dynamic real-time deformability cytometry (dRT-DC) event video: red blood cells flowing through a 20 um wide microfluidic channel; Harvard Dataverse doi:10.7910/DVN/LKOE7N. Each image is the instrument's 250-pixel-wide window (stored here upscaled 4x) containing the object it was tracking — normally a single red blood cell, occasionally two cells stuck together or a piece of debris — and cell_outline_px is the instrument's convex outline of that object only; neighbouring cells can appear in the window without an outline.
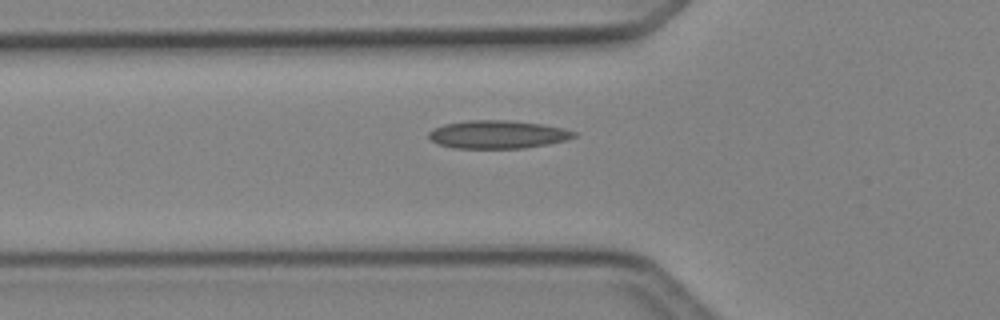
{"species": "Egyptian fruit bat (a non-hibernating species)", "species_latin": "Rousettus aegyptiacus", "temperature_condition": "cold", "stored_images_in_passage": 30, "camera_frame_rate_fps": 3000, "um_per_image_px": 0.085, "animal": {"sex": "female"}, "frame": {"image": 1, "passage_image": 5, "time_ms": 1.333, "image_size_px": [1000, 320], "cell_outline_px": [[576, 136], [568, 140], [548, 144], [524, 148], [452, 148], [436, 144], [428, 136], [428, 132], [444, 124], [468, 120], [508, 120], [544, 124], [564, 128], [576, 132]], "centroid_in_image_um": [42.32, 11.43], "position_along_channel_um": 83.5, "area_um2": 23.93}}
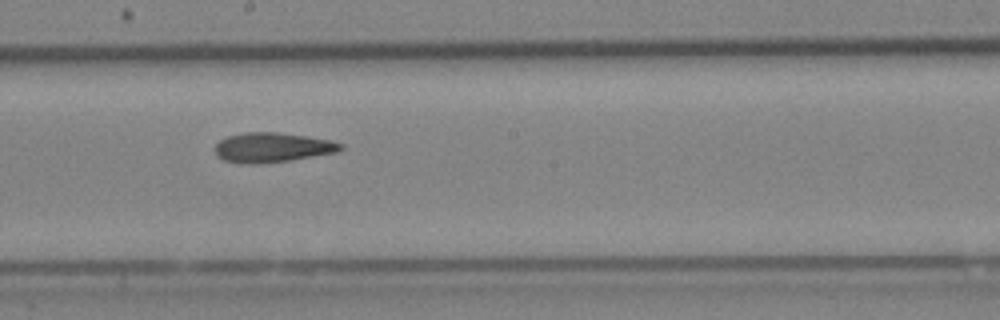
{"frame": {"image": 2, "passage_image": 15, "time_ms": 4.667, "image_size_px": [1000, 320], "cell_outline_px": [[344, 148], [340, 152], [288, 160], [244, 164], [224, 160], [216, 156], [216, 144], [220, 140], [228, 136], [244, 132], [280, 132], [308, 136], [332, 140], [344, 144]], "centroid_in_image_um": [23.2, 12.51], "position_along_channel_um": 225.0, "area_um2": 21.73}}
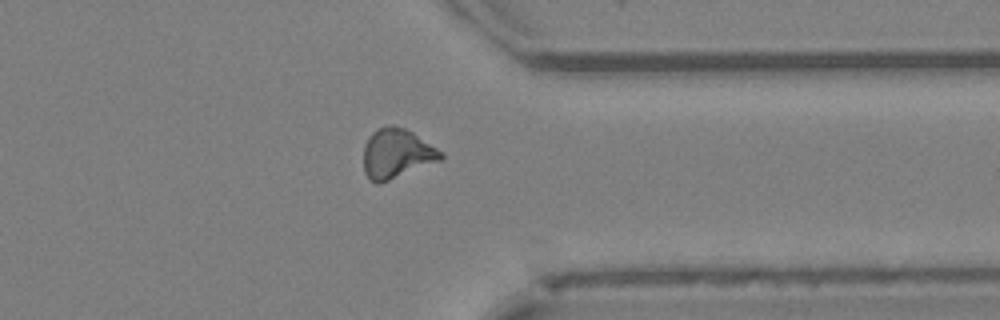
{"frame": {"image": 3, "passage_image": 26, "time_ms": 8.333, "image_size_px": [1000, 320], "cell_outline_px": [[444, 156], [440, 160], [388, 180], [376, 184], [368, 180], [364, 172], [364, 144], [368, 136], [376, 128], [392, 124], [404, 128], [412, 132], [444, 152]], "centroid_in_image_um": [33.68, 13.03], "position_along_channel_um": 377.7, "area_um2": 22.31}, "authors_computed_cell_mechanics": {"area_um2": 21.5016, "velocity_mm_per_s": 4.2564, "shape_relaxation_time_tau1_ms": null, "shape_relaxation_time_tau2_ms": 5.7193, "deformation_change_tau1": null, "deformation_change_tau2": 0.1419}}